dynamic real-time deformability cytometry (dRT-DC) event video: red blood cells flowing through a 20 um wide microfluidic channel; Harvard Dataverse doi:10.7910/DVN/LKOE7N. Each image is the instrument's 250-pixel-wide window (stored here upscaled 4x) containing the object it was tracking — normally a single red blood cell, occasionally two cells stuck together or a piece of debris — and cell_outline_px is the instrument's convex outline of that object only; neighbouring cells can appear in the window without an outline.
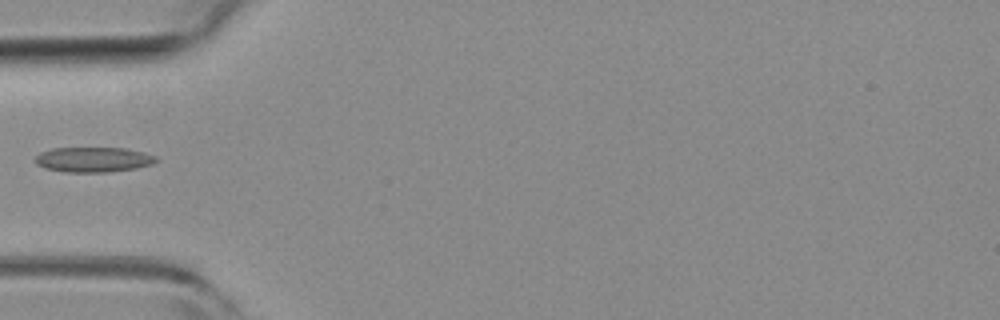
{"species": "common noctule bat (a hibernating species)", "species_latin": "Nyctalus noctula", "temperature_condition": "room temperature", "stored_images_in_passage": 5, "camera_frame_rate_fps": 3000, "um_per_image_px": 0.085, "animal": {"sex": "female", "body_mass_g": 19.3, "forearm_length_mm": 54.1}, "frame": {"image": 1, "passage_image": 5, "time_ms": 1.333, "image_size_px": [1000, 320], "cell_outline_px": [[160, 160], [152, 164], [136, 168], [108, 172], [64, 172], [44, 168], [36, 164], [36, 156], [40, 152], [52, 148], [124, 148], [144, 152], [156, 156]], "centroid_in_image_um": [7.95, 13.56], "position_along_channel_um": 77.1, "area_um2": 17.74}}